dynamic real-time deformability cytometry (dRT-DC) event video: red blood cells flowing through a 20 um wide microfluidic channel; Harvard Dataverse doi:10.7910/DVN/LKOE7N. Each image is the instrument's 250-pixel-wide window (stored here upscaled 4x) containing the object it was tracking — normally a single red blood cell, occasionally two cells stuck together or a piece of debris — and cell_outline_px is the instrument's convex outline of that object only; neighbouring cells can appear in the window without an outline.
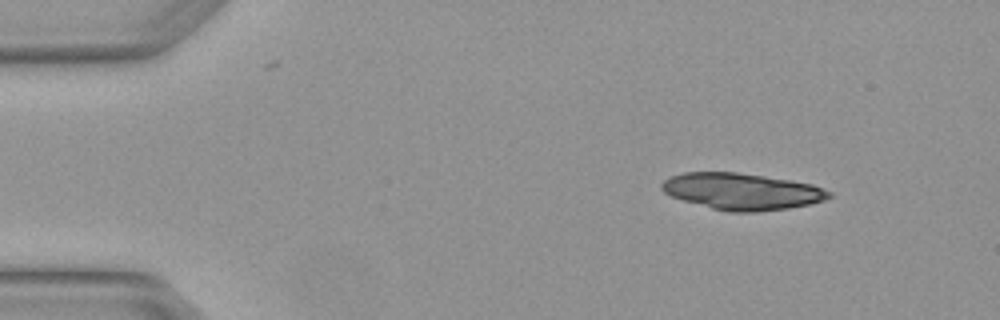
{"species": "Egyptian fruit bat (a non-hibernating species)", "species_latin": "Rousettus aegyptiacus", "temperature_condition": "warm", "stored_images_in_passage": 3, "camera_frame_rate_fps": 3000, "um_per_image_px": 0.085, "animal": {"sex": "female"}, "frame": {"image": 1, "passage_image": 1, "time_ms": 0.0, "image_size_px": [1000, 320], "cell_outline_px": [[832, 196], [824, 200], [808, 204], [788, 208], [756, 212], [728, 212], [712, 208], [684, 200], [672, 196], [664, 192], [660, 188], [660, 184], [664, 180], [672, 176], [684, 172], [736, 172], [764, 176], [812, 184], [832, 192]], "centroid_in_image_um": [63.05, 16.27], "position_along_channel_um": 21.9, "area_um2": 35.37}}